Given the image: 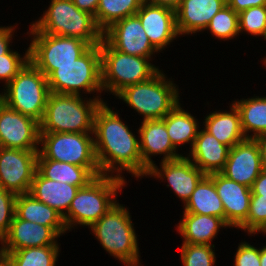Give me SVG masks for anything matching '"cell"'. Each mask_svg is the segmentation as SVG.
Returning <instances> with one entry per match:
<instances>
[{"label":"cell","instance_id":"48","mask_svg":"<svg viewBox=\"0 0 266 266\" xmlns=\"http://www.w3.org/2000/svg\"><path fill=\"white\" fill-rule=\"evenodd\" d=\"M261 61H263V64L266 67V57H264L263 60H261Z\"/></svg>","mask_w":266,"mask_h":266},{"label":"cell","instance_id":"50","mask_svg":"<svg viewBox=\"0 0 266 266\" xmlns=\"http://www.w3.org/2000/svg\"><path fill=\"white\" fill-rule=\"evenodd\" d=\"M143 264H137V265H125V266H142Z\"/></svg>","mask_w":266,"mask_h":266},{"label":"cell","instance_id":"30","mask_svg":"<svg viewBox=\"0 0 266 266\" xmlns=\"http://www.w3.org/2000/svg\"><path fill=\"white\" fill-rule=\"evenodd\" d=\"M233 103L239 110L241 127L246 138L254 139L266 133V96H253L237 101L235 99Z\"/></svg>","mask_w":266,"mask_h":266},{"label":"cell","instance_id":"1","mask_svg":"<svg viewBox=\"0 0 266 266\" xmlns=\"http://www.w3.org/2000/svg\"><path fill=\"white\" fill-rule=\"evenodd\" d=\"M108 105L101 103L93 125L95 153L101 174L126 180L123 174L127 171L136 180L146 177L149 169L142 163L139 134H134L122 122L119 111H114Z\"/></svg>","mask_w":266,"mask_h":266},{"label":"cell","instance_id":"5","mask_svg":"<svg viewBox=\"0 0 266 266\" xmlns=\"http://www.w3.org/2000/svg\"><path fill=\"white\" fill-rule=\"evenodd\" d=\"M28 31L78 38L91 46L103 40V31L98 27L95 17L78 9L72 0H51L42 17L33 21Z\"/></svg>","mask_w":266,"mask_h":266},{"label":"cell","instance_id":"37","mask_svg":"<svg viewBox=\"0 0 266 266\" xmlns=\"http://www.w3.org/2000/svg\"><path fill=\"white\" fill-rule=\"evenodd\" d=\"M29 61V47L23 57L16 50H10L0 58V80L6 86ZM4 80V81H3Z\"/></svg>","mask_w":266,"mask_h":266},{"label":"cell","instance_id":"6","mask_svg":"<svg viewBox=\"0 0 266 266\" xmlns=\"http://www.w3.org/2000/svg\"><path fill=\"white\" fill-rule=\"evenodd\" d=\"M179 87L159 70L150 79L129 85L115 97L142 116V121L163 119L179 102Z\"/></svg>","mask_w":266,"mask_h":266},{"label":"cell","instance_id":"47","mask_svg":"<svg viewBox=\"0 0 266 266\" xmlns=\"http://www.w3.org/2000/svg\"><path fill=\"white\" fill-rule=\"evenodd\" d=\"M0 266H12V264L9 262V260L5 256H3L0 259Z\"/></svg>","mask_w":266,"mask_h":266},{"label":"cell","instance_id":"35","mask_svg":"<svg viewBox=\"0 0 266 266\" xmlns=\"http://www.w3.org/2000/svg\"><path fill=\"white\" fill-rule=\"evenodd\" d=\"M239 34L264 37L266 40V5L248 8L238 14Z\"/></svg>","mask_w":266,"mask_h":266},{"label":"cell","instance_id":"34","mask_svg":"<svg viewBox=\"0 0 266 266\" xmlns=\"http://www.w3.org/2000/svg\"><path fill=\"white\" fill-rule=\"evenodd\" d=\"M250 236L266 234V196L251 195L247 219L237 228Z\"/></svg>","mask_w":266,"mask_h":266},{"label":"cell","instance_id":"15","mask_svg":"<svg viewBox=\"0 0 266 266\" xmlns=\"http://www.w3.org/2000/svg\"><path fill=\"white\" fill-rule=\"evenodd\" d=\"M159 166L160 168L155 163L146 177L157 178L161 182L167 180V188L170 187L184 205L205 176L186 156L172 161H161Z\"/></svg>","mask_w":266,"mask_h":266},{"label":"cell","instance_id":"26","mask_svg":"<svg viewBox=\"0 0 266 266\" xmlns=\"http://www.w3.org/2000/svg\"><path fill=\"white\" fill-rule=\"evenodd\" d=\"M37 171L47 179L80 188L87 186L97 176L102 175L100 168H85L50 159H37Z\"/></svg>","mask_w":266,"mask_h":266},{"label":"cell","instance_id":"39","mask_svg":"<svg viewBox=\"0 0 266 266\" xmlns=\"http://www.w3.org/2000/svg\"><path fill=\"white\" fill-rule=\"evenodd\" d=\"M234 255L233 266H260V247L257 248L248 242L238 244Z\"/></svg>","mask_w":266,"mask_h":266},{"label":"cell","instance_id":"3","mask_svg":"<svg viewBox=\"0 0 266 266\" xmlns=\"http://www.w3.org/2000/svg\"><path fill=\"white\" fill-rule=\"evenodd\" d=\"M127 181L111 175H100L87 186L79 188L72 200L68 212L63 216L66 229L70 231L76 226L90 228L119 200L118 193Z\"/></svg>","mask_w":266,"mask_h":266},{"label":"cell","instance_id":"17","mask_svg":"<svg viewBox=\"0 0 266 266\" xmlns=\"http://www.w3.org/2000/svg\"><path fill=\"white\" fill-rule=\"evenodd\" d=\"M136 15L150 43L159 52L165 50L173 40L178 38L175 10L143 2Z\"/></svg>","mask_w":266,"mask_h":266},{"label":"cell","instance_id":"9","mask_svg":"<svg viewBox=\"0 0 266 266\" xmlns=\"http://www.w3.org/2000/svg\"><path fill=\"white\" fill-rule=\"evenodd\" d=\"M1 101L22 115L41 122L48 95L47 77L30 61L6 85H3Z\"/></svg>","mask_w":266,"mask_h":266},{"label":"cell","instance_id":"19","mask_svg":"<svg viewBox=\"0 0 266 266\" xmlns=\"http://www.w3.org/2000/svg\"><path fill=\"white\" fill-rule=\"evenodd\" d=\"M60 235L52 228L20 219L16 214L7 236L2 240V252H13L28 247L58 244Z\"/></svg>","mask_w":266,"mask_h":266},{"label":"cell","instance_id":"42","mask_svg":"<svg viewBox=\"0 0 266 266\" xmlns=\"http://www.w3.org/2000/svg\"><path fill=\"white\" fill-rule=\"evenodd\" d=\"M251 195L266 196V170H262L251 186Z\"/></svg>","mask_w":266,"mask_h":266},{"label":"cell","instance_id":"43","mask_svg":"<svg viewBox=\"0 0 266 266\" xmlns=\"http://www.w3.org/2000/svg\"><path fill=\"white\" fill-rule=\"evenodd\" d=\"M100 0H72L74 5L83 11H86L93 16L96 15V10Z\"/></svg>","mask_w":266,"mask_h":266},{"label":"cell","instance_id":"31","mask_svg":"<svg viewBox=\"0 0 266 266\" xmlns=\"http://www.w3.org/2000/svg\"><path fill=\"white\" fill-rule=\"evenodd\" d=\"M143 2V0H100L94 16L96 23L104 32L115 22L136 15Z\"/></svg>","mask_w":266,"mask_h":266},{"label":"cell","instance_id":"18","mask_svg":"<svg viewBox=\"0 0 266 266\" xmlns=\"http://www.w3.org/2000/svg\"><path fill=\"white\" fill-rule=\"evenodd\" d=\"M136 131L139 134L142 163L148 169L155 164L152 156L163 155L161 161H172L184 156L173 146L162 119L141 121Z\"/></svg>","mask_w":266,"mask_h":266},{"label":"cell","instance_id":"27","mask_svg":"<svg viewBox=\"0 0 266 266\" xmlns=\"http://www.w3.org/2000/svg\"><path fill=\"white\" fill-rule=\"evenodd\" d=\"M15 214L22 220L52 227L60 236L68 231L63 216L30 193L16 196Z\"/></svg>","mask_w":266,"mask_h":266},{"label":"cell","instance_id":"24","mask_svg":"<svg viewBox=\"0 0 266 266\" xmlns=\"http://www.w3.org/2000/svg\"><path fill=\"white\" fill-rule=\"evenodd\" d=\"M80 187L43 177L37 170L29 193L64 216Z\"/></svg>","mask_w":266,"mask_h":266},{"label":"cell","instance_id":"32","mask_svg":"<svg viewBox=\"0 0 266 266\" xmlns=\"http://www.w3.org/2000/svg\"><path fill=\"white\" fill-rule=\"evenodd\" d=\"M60 245L28 247L13 252H3L12 266H56Z\"/></svg>","mask_w":266,"mask_h":266},{"label":"cell","instance_id":"33","mask_svg":"<svg viewBox=\"0 0 266 266\" xmlns=\"http://www.w3.org/2000/svg\"><path fill=\"white\" fill-rule=\"evenodd\" d=\"M210 31L218 40H232L239 35V16L231 7L225 5L211 19L205 31Z\"/></svg>","mask_w":266,"mask_h":266},{"label":"cell","instance_id":"29","mask_svg":"<svg viewBox=\"0 0 266 266\" xmlns=\"http://www.w3.org/2000/svg\"><path fill=\"white\" fill-rule=\"evenodd\" d=\"M181 105L179 102L162 120L176 149L186 144H190L189 148H192L200 128L199 122L196 116L184 110Z\"/></svg>","mask_w":266,"mask_h":266},{"label":"cell","instance_id":"46","mask_svg":"<svg viewBox=\"0 0 266 266\" xmlns=\"http://www.w3.org/2000/svg\"><path fill=\"white\" fill-rule=\"evenodd\" d=\"M260 266H266V245L260 248Z\"/></svg>","mask_w":266,"mask_h":266},{"label":"cell","instance_id":"16","mask_svg":"<svg viewBox=\"0 0 266 266\" xmlns=\"http://www.w3.org/2000/svg\"><path fill=\"white\" fill-rule=\"evenodd\" d=\"M262 170L258 144L255 139L246 138L230 148L227 161L220 173L251 188Z\"/></svg>","mask_w":266,"mask_h":266},{"label":"cell","instance_id":"22","mask_svg":"<svg viewBox=\"0 0 266 266\" xmlns=\"http://www.w3.org/2000/svg\"><path fill=\"white\" fill-rule=\"evenodd\" d=\"M230 148L204 129H199L189 155H185L205 175L220 173L225 166Z\"/></svg>","mask_w":266,"mask_h":266},{"label":"cell","instance_id":"13","mask_svg":"<svg viewBox=\"0 0 266 266\" xmlns=\"http://www.w3.org/2000/svg\"><path fill=\"white\" fill-rule=\"evenodd\" d=\"M40 124L0 100V147L39 150Z\"/></svg>","mask_w":266,"mask_h":266},{"label":"cell","instance_id":"36","mask_svg":"<svg viewBox=\"0 0 266 266\" xmlns=\"http://www.w3.org/2000/svg\"><path fill=\"white\" fill-rule=\"evenodd\" d=\"M182 266H215V245L182 243L181 246Z\"/></svg>","mask_w":266,"mask_h":266},{"label":"cell","instance_id":"10","mask_svg":"<svg viewBox=\"0 0 266 266\" xmlns=\"http://www.w3.org/2000/svg\"><path fill=\"white\" fill-rule=\"evenodd\" d=\"M31 38L29 61L46 77L57 65L72 64L91 45L78 38L50 35L39 31L27 32Z\"/></svg>","mask_w":266,"mask_h":266},{"label":"cell","instance_id":"25","mask_svg":"<svg viewBox=\"0 0 266 266\" xmlns=\"http://www.w3.org/2000/svg\"><path fill=\"white\" fill-rule=\"evenodd\" d=\"M230 111L216 110L204 118L203 127L222 144L232 148L237 143L246 139L242 127L238 108L232 102Z\"/></svg>","mask_w":266,"mask_h":266},{"label":"cell","instance_id":"21","mask_svg":"<svg viewBox=\"0 0 266 266\" xmlns=\"http://www.w3.org/2000/svg\"><path fill=\"white\" fill-rule=\"evenodd\" d=\"M226 0H181L175 10L179 36L204 32Z\"/></svg>","mask_w":266,"mask_h":266},{"label":"cell","instance_id":"2","mask_svg":"<svg viewBox=\"0 0 266 266\" xmlns=\"http://www.w3.org/2000/svg\"><path fill=\"white\" fill-rule=\"evenodd\" d=\"M93 97L50 92L39 123L40 132L93 133L96 110L104 102Z\"/></svg>","mask_w":266,"mask_h":266},{"label":"cell","instance_id":"14","mask_svg":"<svg viewBox=\"0 0 266 266\" xmlns=\"http://www.w3.org/2000/svg\"><path fill=\"white\" fill-rule=\"evenodd\" d=\"M103 38L116 50L150 58L159 51L150 43L137 15L123 18L103 32Z\"/></svg>","mask_w":266,"mask_h":266},{"label":"cell","instance_id":"28","mask_svg":"<svg viewBox=\"0 0 266 266\" xmlns=\"http://www.w3.org/2000/svg\"><path fill=\"white\" fill-rule=\"evenodd\" d=\"M183 206V212L216 216L225 221L222 200L218 196L214 181L209 175H205L199 181L190 199Z\"/></svg>","mask_w":266,"mask_h":266},{"label":"cell","instance_id":"4","mask_svg":"<svg viewBox=\"0 0 266 266\" xmlns=\"http://www.w3.org/2000/svg\"><path fill=\"white\" fill-rule=\"evenodd\" d=\"M130 214L117 202L89 228L102 248L123 265L141 264L138 235Z\"/></svg>","mask_w":266,"mask_h":266},{"label":"cell","instance_id":"23","mask_svg":"<svg viewBox=\"0 0 266 266\" xmlns=\"http://www.w3.org/2000/svg\"><path fill=\"white\" fill-rule=\"evenodd\" d=\"M176 230L183 239V243L214 245L212 241L217 238L221 228L230 226L216 216L193 214L183 212Z\"/></svg>","mask_w":266,"mask_h":266},{"label":"cell","instance_id":"20","mask_svg":"<svg viewBox=\"0 0 266 266\" xmlns=\"http://www.w3.org/2000/svg\"><path fill=\"white\" fill-rule=\"evenodd\" d=\"M209 176L213 179L217 194L222 200L225 222L231 228H238L249 214L251 189L228 179L221 173H213Z\"/></svg>","mask_w":266,"mask_h":266},{"label":"cell","instance_id":"12","mask_svg":"<svg viewBox=\"0 0 266 266\" xmlns=\"http://www.w3.org/2000/svg\"><path fill=\"white\" fill-rule=\"evenodd\" d=\"M37 157L38 150L0 147V187L16 195L29 193Z\"/></svg>","mask_w":266,"mask_h":266},{"label":"cell","instance_id":"44","mask_svg":"<svg viewBox=\"0 0 266 266\" xmlns=\"http://www.w3.org/2000/svg\"><path fill=\"white\" fill-rule=\"evenodd\" d=\"M254 139L259 147L262 168L266 170V133L261 134Z\"/></svg>","mask_w":266,"mask_h":266},{"label":"cell","instance_id":"40","mask_svg":"<svg viewBox=\"0 0 266 266\" xmlns=\"http://www.w3.org/2000/svg\"><path fill=\"white\" fill-rule=\"evenodd\" d=\"M15 28L14 24L13 26H0V58H3V55L11 50L10 46L12 44L10 43H13L12 37H14Z\"/></svg>","mask_w":266,"mask_h":266},{"label":"cell","instance_id":"7","mask_svg":"<svg viewBox=\"0 0 266 266\" xmlns=\"http://www.w3.org/2000/svg\"><path fill=\"white\" fill-rule=\"evenodd\" d=\"M47 82L53 93L82 95L96 92L95 97L100 98L103 92L100 44L91 46L72 64L57 65L47 76Z\"/></svg>","mask_w":266,"mask_h":266},{"label":"cell","instance_id":"38","mask_svg":"<svg viewBox=\"0 0 266 266\" xmlns=\"http://www.w3.org/2000/svg\"><path fill=\"white\" fill-rule=\"evenodd\" d=\"M16 194L0 187V243L7 236L16 210Z\"/></svg>","mask_w":266,"mask_h":266},{"label":"cell","instance_id":"45","mask_svg":"<svg viewBox=\"0 0 266 266\" xmlns=\"http://www.w3.org/2000/svg\"><path fill=\"white\" fill-rule=\"evenodd\" d=\"M146 3L158 6H165L176 10L181 0H143Z\"/></svg>","mask_w":266,"mask_h":266},{"label":"cell","instance_id":"49","mask_svg":"<svg viewBox=\"0 0 266 266\" xmlns=\"http://www.w3.org/2000/svg\"><path fill=\"white\" fill-rule=\"evenodd\" d=\"M4 256L2 250H1V247H0V259Z\"/></svg>","mask_w":266,"mask_h":266},{"label":"cell","instance_id":"41","mask_svg":"<svg viewBox=\"0 0 266 266\" xmlns=\"http://www.w3.org/2000/svg\"><path fill=\"white\" fill-rule=\"evenodd\" d=\"M227 5L236 13H240L248 8L266 5V0H226Z\"/></svg>","mask_w":266,"mask_h":266},{"label":"cell","instance_id":"8","mask_svg":"<svg viewBox=\"0 0 266 266\" xmlns=\"http://www.w3.org/2000/svg\"><path fill=\"white\" fill-rule=\"evenodd\" d=\"M100 52L102 88L114 96L129 85L150 79L160 70L150 58L122 53L104 38L100 43Z\"/></svg>","mask_w":266,"mask_h":266},{"label":"cell","instance_id":"11","mask_svg":"<svg viewBox=\"0 0 266 266\" xmlns=\"http://www.w3.org/2000/svg\"><path fill=\"white\" fill-rule=\"evenodd\" d=\"M37 159H50L85 168H99L93 133L40 132Z\"/></svg>","mask_w":266,"mask_h":266}]
</instances>
